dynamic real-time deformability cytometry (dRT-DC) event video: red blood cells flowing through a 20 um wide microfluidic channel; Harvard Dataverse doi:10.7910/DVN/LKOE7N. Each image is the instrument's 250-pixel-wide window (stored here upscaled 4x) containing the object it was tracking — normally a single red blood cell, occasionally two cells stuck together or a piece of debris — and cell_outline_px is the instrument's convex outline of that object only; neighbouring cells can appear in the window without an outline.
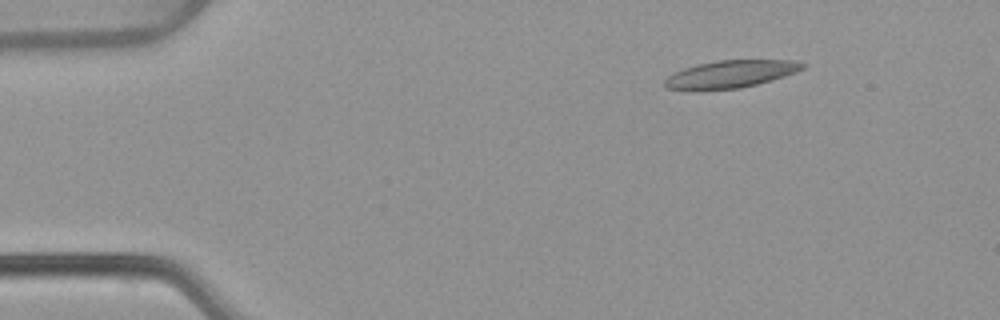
{"species": "common noctule bat (a hibernating species)", "species_latin": "Nyctalus noctula", "temperature_condition": "warm", "stored_images_in_passage": 47, "camera_frame_rate_fps": 3000, "um_per_image_px": 0.085, "animal": {"sex": "female", "body_mass_g": 22.7, "forearm_length_mm": 54.2}, "frame": {"image": 1, "passage_image": 1, "time_ms": 0.0, "image_size_px": [1000, 320], "cell_outline_px": [[808, 64], [804, 68], [796, 72], [772, 80], [740, 88], [696, 92], [668, 88], [664, 84], [664, 80], [668, 76], [684, 68], [716, 60], [796, 60]], "centroid_in_image_um": [62.1, 6.32], "position_along_channel_um": 22.9, "area_um2": 22.43}}
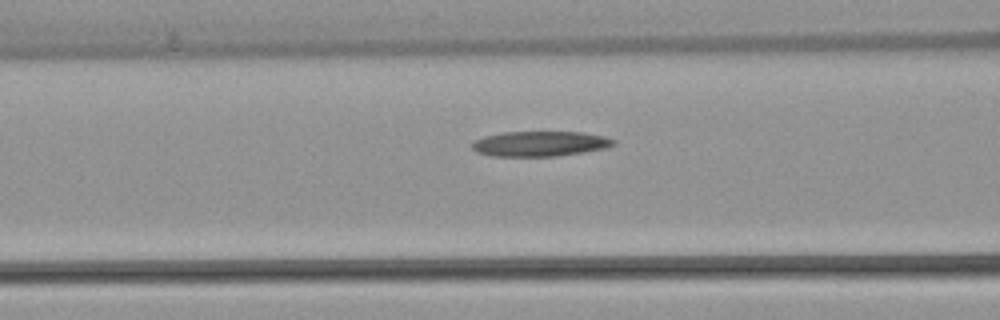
{"frame": {"image": 2, "passage_image": 15, "time_ms": 4.667, "image_size_px": [1000, 320], "cell_outline_px": [[616, 144], [604, 148], [584, 152], [556, 156], [492, 156], [476, 152], [472, 148], [472, 140], [484, 136], [504, 132], [580, 132], [604, 136], [616, 140]], "centroid_in_image_um": [45.87, 12.22], "position_along_channel_um": 120.7, "area_um2": 20.75}}
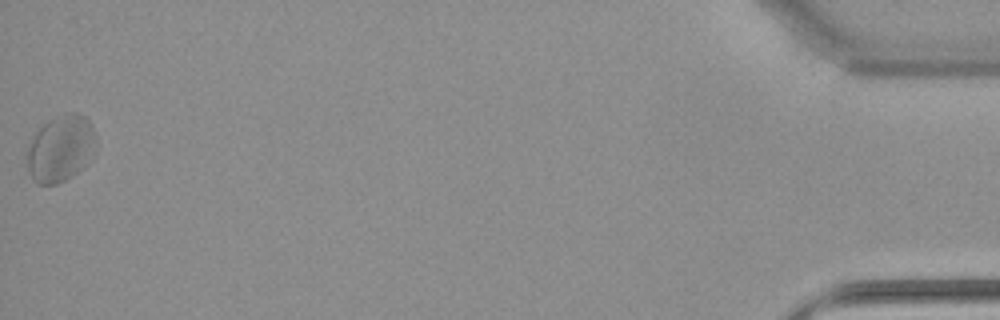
{"frame": {"image": 3, "passage_image": 47, "time_ms": 15.333, "image_size_px": [1000, 320], "cell_outline_px": [[96, 152], [88, 164], [64, 180], [56, 184], [36, 184], [32, 180], [28, 168], [28, 148], [36, 132], [48, 120], [64, 112], [80, 112], [92, 124], [96, 136]], "centroid_in_image_um": [5.2, 12.6], "position_along_channel_um": 430.0, "area_um2": 26.99}, "authors_computed_cell_mechanics": {"area_um2": 22.4842, "velocity_mm_per_s": 3.8277, "shape_relaxation_time_tau1_ms": null, "shape_relaxation_time_tau2_ms": 11.0925, "deformation_change_tau1": null, "deformation_change_tau2": 0.246}}